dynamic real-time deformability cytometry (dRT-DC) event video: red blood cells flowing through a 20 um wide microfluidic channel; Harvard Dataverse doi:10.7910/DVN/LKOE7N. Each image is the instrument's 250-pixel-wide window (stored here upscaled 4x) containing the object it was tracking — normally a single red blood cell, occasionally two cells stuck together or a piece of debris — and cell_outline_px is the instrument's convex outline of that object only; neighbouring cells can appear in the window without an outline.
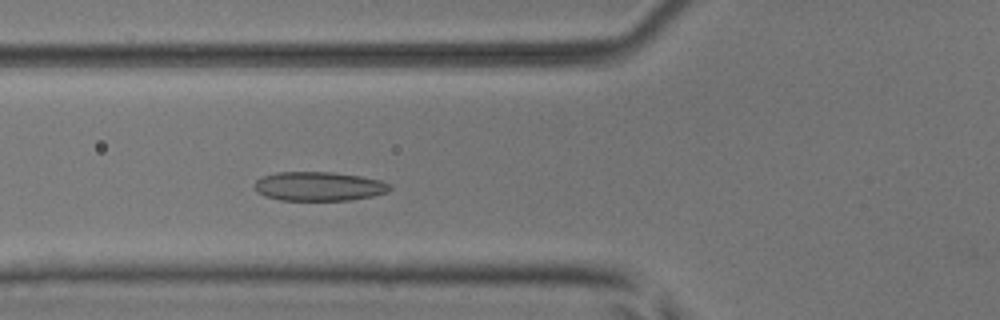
{"species": "common noctule bat (a hibernating species)", "species_latin": "Nyctalus noctula", "temperature_condition": "room temperature", "stored_images_in_passage": 49, "camera_frame_rate_fps": 3000, "um_per_image_px": 0.085, "animal": {"sex": "male", "body_mass_g": 17.9, "forearm_length_mm": 54.2}, "frame": {"image": 1, "passage_image": 16, "time_ms": 5.0, "image_size_px": [1000, 320], "cell_outline_px": [[392, 188], [388, 192], [372, 196], [348, 200], [280, 200], [264, 196], [256, 192], [256, 180], [264, 176], [276, 172], [332, 172], [360, 176], [380, 180], [392, 184]], "centroid_in_image_um": [27.13, 15.84], "position_along_channel_um": 98.7, "area_um2": 22.95}}
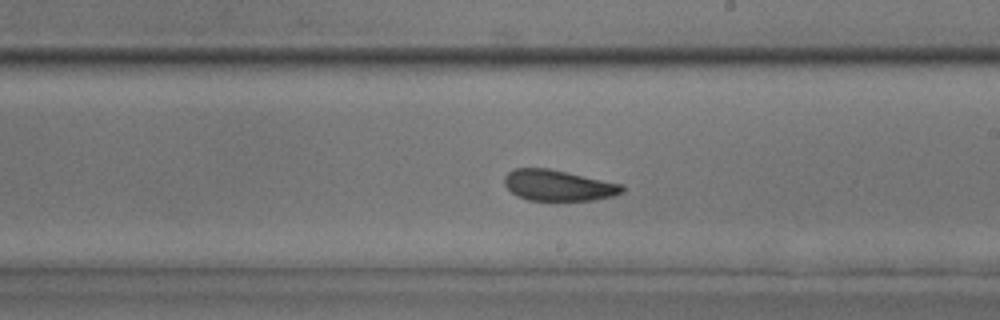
{"frame": {"image": 2, "passage_image": 27, "time_ms": 8.667, "image_size_px": [1000, 320], "cell_outline_px": [[624, 192], [612, 196], [592, 200], [528, 200], [516, 196], [504, 184], [504, 176], [512, 168], [548, 168], [568, 172], [624, 184]], "centroid_in_image_um": [47.45, 15.75], "position_along_channel_um": 241.6, "area_um2": 21.33}}
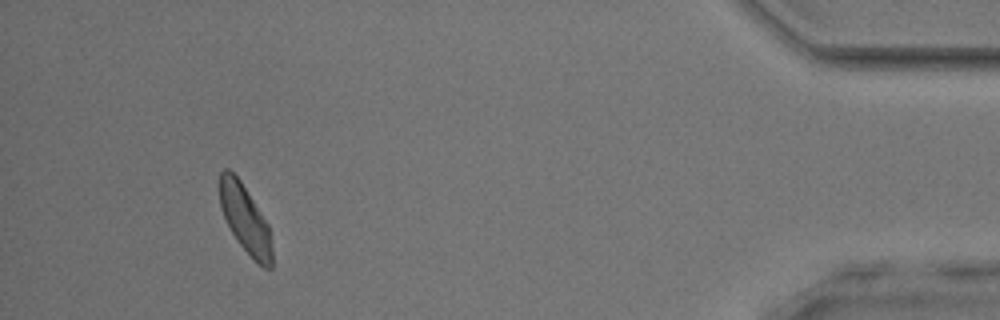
{"frame": {"image": 3, "passage_image": 45, "time_ms": 14.667, "image_size_px": [1000, 320], "cell_outline_px": [[272, 268], [264, 268], [236, 240], [224, 216], [220, 204], [220, 172], [224, 168], [228, 168], [240, 180], [268, 224], [272, 248]], "centroid_in_image_um": [20.84, 18.6], "position_along_channel_um": 414.4, "area_um2": 20.17}, "authors_computed_cell_mechanics": {"area_um2": 21.6172, "velocity_mm_per_s": 3.9158, "shape_relaxation_time_tau1_ms": 5.2145, "shape_relaxation_time_tau2_ms": 3.2179, "deformation_change_tau1": 0.1082, "deformation_change_tau2": 0.0903}}